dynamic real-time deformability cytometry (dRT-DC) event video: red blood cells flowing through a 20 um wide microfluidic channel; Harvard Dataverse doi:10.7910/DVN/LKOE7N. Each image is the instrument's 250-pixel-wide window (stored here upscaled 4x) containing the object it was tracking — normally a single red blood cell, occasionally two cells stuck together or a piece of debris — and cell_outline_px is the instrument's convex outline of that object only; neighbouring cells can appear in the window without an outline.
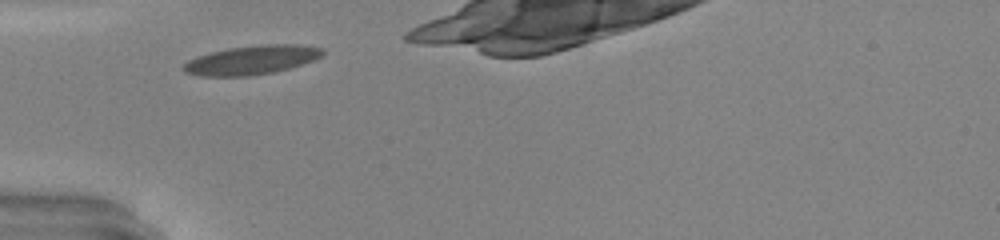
{"species": "common noctule bat (a hibernating species)", "species_latin": "Nyctalus noctula", "temperature_condition": "warm", "stored_images_in_passage": 7, "camera_frame_rate_fps": 3000, "um_per_image_px": 0.085, "animal": {"sex": "male", "body_mass_g": 20.0, "forearm_length_mm": 53.3}, "frame": {"image": 1, "passage_image": 1, "time_ms": 0.0, "image_size_px": [1000, 240], "cell_outline_px": [[324, 52], [320, 56], [312, 60], [288, 68], [272, 72], [248, 76], [200, 76], [184, 72], [180, 68], [188, 60], [196, 56], [228, 48], [264, 44], [296, 44], [324, 48]], "centroid_in_image_um": [21.33, 5.1], "position_along_channel_um": 63.7, "area_um2": 23.35}}